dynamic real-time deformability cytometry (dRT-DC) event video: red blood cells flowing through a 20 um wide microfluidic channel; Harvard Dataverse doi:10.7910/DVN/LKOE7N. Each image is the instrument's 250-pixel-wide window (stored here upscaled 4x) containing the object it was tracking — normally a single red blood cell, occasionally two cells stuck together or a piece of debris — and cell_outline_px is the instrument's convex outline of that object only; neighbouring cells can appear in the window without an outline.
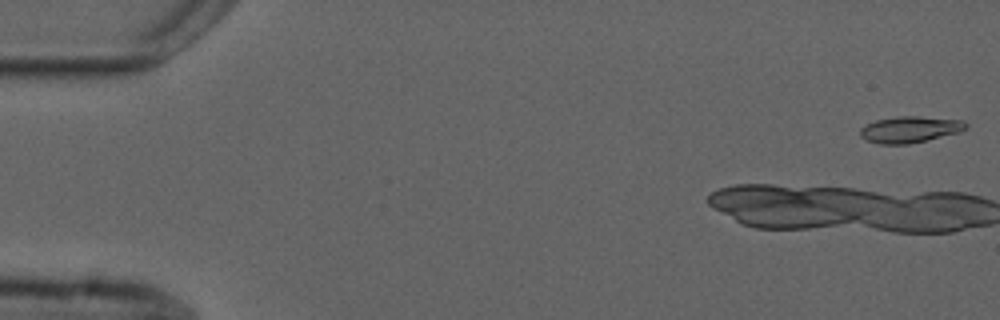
{"species": "common noctule bat (a hibernating species)", "species_latin": "Nyctalus noctula", "temperature_condition": "cold", "stored_images_in_passage": 12, "camera_frame_rate_fps": 3000, "um_per_image_px": 0.085, "animal": {"sex": "male", "forearm_length_mm": 52.5}, "frame": {"image": 1, "passage_image": 1, "time_ms": 0.0, "image_size_px": [1000, 320], "cell_outline_px": [[968, 128], [960, 132], [908, 144], [880, 144], [868, 140], [860, 136], [860, 128], [876, 120], [896, 116], [920, 116], [964, 120], [968, 124]], "centroid_in_image_um": [77.38, 10.99], "position_along_channel_um": 7.6, "area_um2": 16.24}}